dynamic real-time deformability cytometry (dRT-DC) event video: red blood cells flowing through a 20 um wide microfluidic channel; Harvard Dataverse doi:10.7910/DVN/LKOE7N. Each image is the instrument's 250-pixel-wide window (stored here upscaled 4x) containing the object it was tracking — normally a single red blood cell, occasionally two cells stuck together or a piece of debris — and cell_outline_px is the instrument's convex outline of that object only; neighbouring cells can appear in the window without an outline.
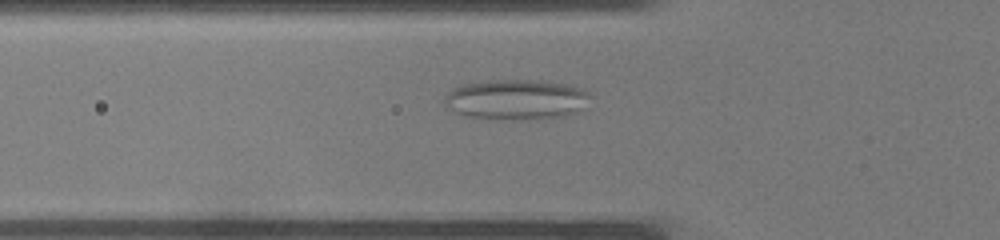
{"species": "common noctule bat (a hibernating species)", "species_latin": "Nyctalus noctula", "temperature_condition": "warm", "stored_images_in_passage": 35, "camera_frame_rate_fps": 3000, "um_per_image_px": 0.085, "animal": {"sex": "male", "body_mass_g": 19.0, "forearm_length_mm": 50.8}, "frame": {"image": 1, "passage_image": 11, "time_ms": 3.333, "image_size_px": [1000, 240], "cell_outline_px": [[592, 96], [576, 112], [564, 116], [536, 120], [532, 120], [464, 116], [448, 108], [444, 100], [444, 96], [452, 88], [464, 84], [480, 80], [540, 80], [568, 84], [584, 88]], "centroid_in_image_um": [43.89, 8.44], "position_along_channel_um": 81.9, "area_um2": 34.39}}
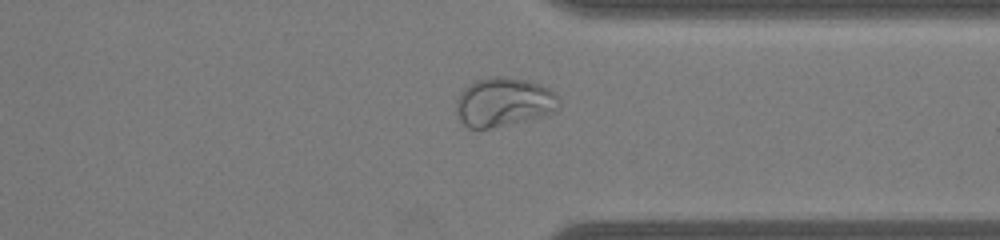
{"frame": {"image": 2, "passage_image": 27, "time_ms": 8.667, "image_size_px": [1000, 240], "cell_outline_px": [[560, 108], [544, 116], [488, 128], [468, 128], [460, 120], [456, 112], [456, 100], [460, 92], [464, 88], [476, 80], [492, 76], [504, 76], [528, 80], [540, 84], [556, 92], [560, 100]], "centroid_in_image_um": [42.83, 8.66], "position_along_channel_um": 368.6, "area_um2": 29.48}}
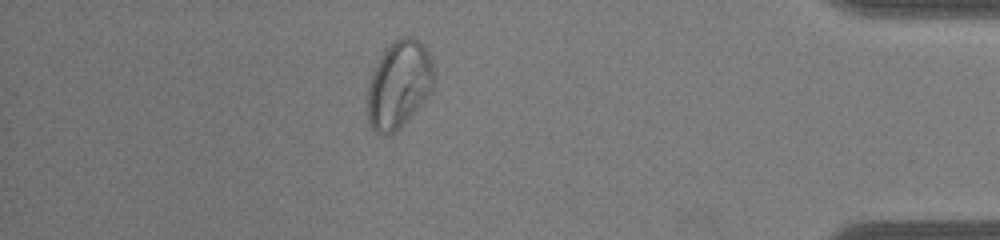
{"frame": {"image": 3, "passage_image": 31, "time_ms": 10.0, "image_size_px": [1000, 240], "cell_outline_px": [[436, 76], [432, 88], [428, 96], [396, 132], [384, 136], [376, 132], [372, 128], [368, 120], [368, 88], [372, 76], [380, 56], [392, 40], [400, 36], [412, 36], [428, 52]], "centroid_in_image_um": [33.92, 7.18], "position_along_channel_um": 401.3, "area_um2": 33.64}}